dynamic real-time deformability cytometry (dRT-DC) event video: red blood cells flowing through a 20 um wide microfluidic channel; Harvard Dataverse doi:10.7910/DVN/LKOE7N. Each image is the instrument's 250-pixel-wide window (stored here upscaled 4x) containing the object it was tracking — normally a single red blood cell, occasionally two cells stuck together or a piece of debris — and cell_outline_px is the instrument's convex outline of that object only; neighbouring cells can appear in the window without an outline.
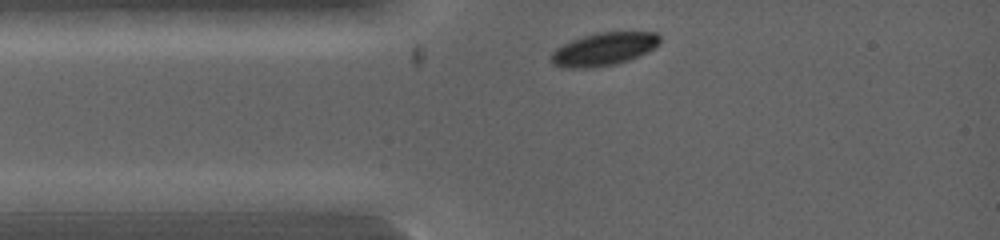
{"species": "common noctule bat (a hibernating species)", "species_latin": "Nyctalus noctula", "temperature_condition": "warm", "stored_images_in_passage": 5, "camera_frame_rate_fps": 5000, "um_per_image_px": 0.085, "animal": {"sex": "female", "body_mass_g": 19.0, "forearm_length_mm": 53.3}, "frame": {"image": 1, "passage_image": 1, "time_ms": 0.0, "image_size_px": [1000, 240], "cell_outline_px": [[660, 44], [648, 52], [640, 56], [616, 64], [588, 68], [564, 68], [552, 64], [548, 60], [552, 52], [556, 48], [572, 40], [596, 32], [656, 32], [660, 36]], "centroid_in_image_um": [51.32, 4.18], "position_along_channel_um": 33.7, "area_um2": 21.1}}
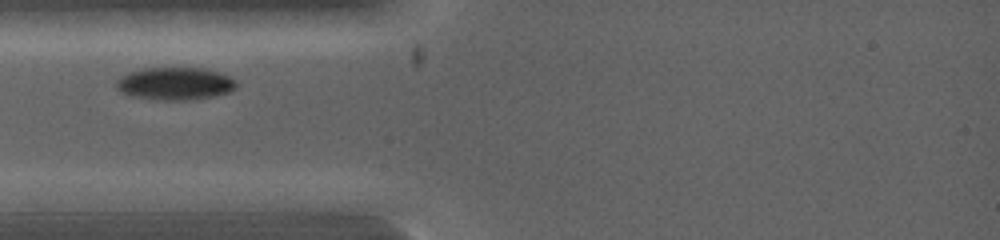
{"frame": {"image": 2, "passage_image": 3, "time_ms": 0.8, "image_size_px": [1000, 240], "cell_outline_px": [[236, 88], [228, 92], [212, 96], [188, 100], [156, 100], [132, 96], [116, 88], [116, 80], [120, 76], [128, 72], [140, 68], [204, 68], [220, 72], [228, 76], [236, 84]], "centroid_in_image_um": [14.83, 7.1], "position_along_channel_um": 70.2, "area_um2": 22.77}}
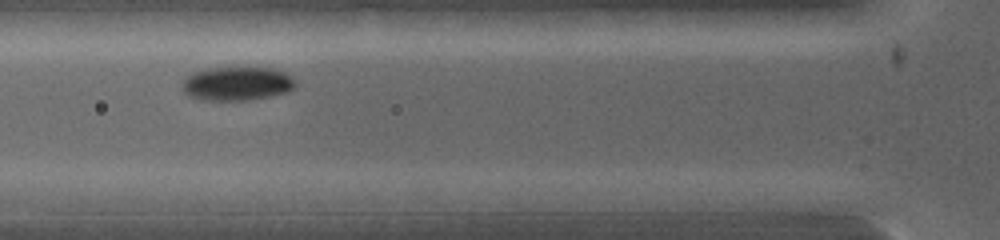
{"frame": {"image": 3, "passage_image": 4, "time_ms": 1.4, "image_size_px": [1000, 240], "cell_outline_px": [[296, 84], [288, 92], [248, 100], [200, 100], [188, 96], [184, 92], [180, 84], [184, 76], [192, 72], [208, 68], [272, 68], [284, 72], [292, 76], [296, 80]], "centroid_in_image_um": [20.09, 7.11], "position_along_channel_um": 105.7, "area_um2": 22.54}}